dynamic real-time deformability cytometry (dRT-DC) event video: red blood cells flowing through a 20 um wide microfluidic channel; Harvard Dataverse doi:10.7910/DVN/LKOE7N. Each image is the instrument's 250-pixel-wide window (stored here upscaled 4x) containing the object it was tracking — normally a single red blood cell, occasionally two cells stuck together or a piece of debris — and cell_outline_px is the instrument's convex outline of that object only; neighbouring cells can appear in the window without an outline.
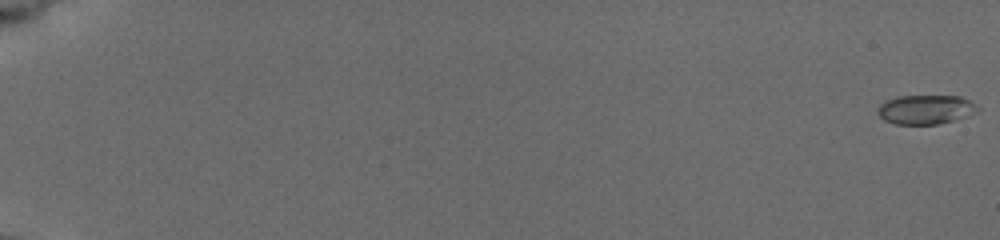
{"species": "common noctule bat (a hibernating species)", "species_latin": "Nyctalus noctula", "temperature_condition": "cold", "stored_images_in_passage": 21, "camera_frame_rate_fps": 3000, "um_per_image_px": 0.085, "animal": {"sex": "female", "body_mass_g": 19.5, "forearm_length_mm": 54.1}, "frame": {"image": 1, "passage_image": 1, "time_ms": 0.0, "image_size_px": [1000, 240], "cell_outline_px": [[980, 112], [968, 116], [936, 124], [896, 124], [884, 120], [876, 112], [880, 104], [884, 100], [896, 96], [960, 96], [976, 104], [980, 108]], "centroid_in_image_um": [78.68, 9.3], "position_along_channel_um": 6.3, "area_um2": 17.17}}
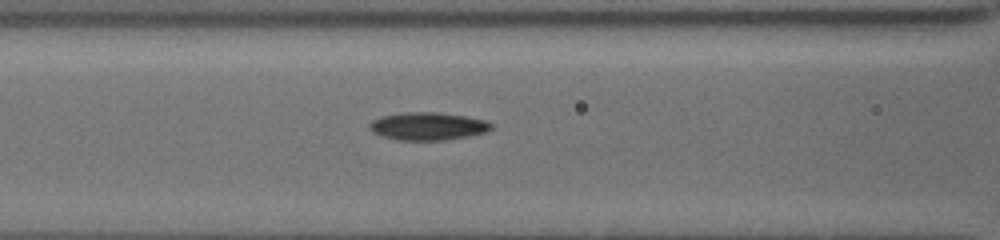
{"frame": {"image": 2, "passage_image": 15, "time_ms": 9.0, "image_size_px": [1000, 240], "cell_outline_px": [[492, 128], [488, 132], [468, 136], [444, 140], [396, 140], [380, 136], [372, 132], [368, 128], [368, 124], [372, 120], [380, 116], [404, 112], [436, 112], [464, 116], [484, 120], [492, 124]], "centroid_in_image_um": [36.31, 10.73], "position_along_channel_um": 130.3, "area_um2": 19.88}}
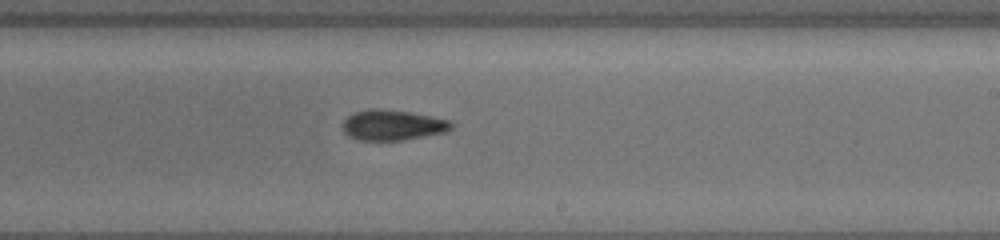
{"frame": {"image": 3, "passage_image": 21, "time_ms": 12.333, "image_size_px": [1000, 240], "cell_outline_px": [[456, 124], [448, 132], [404, 140], [360, 140], [348, 136], [344, 132], [344, 120], [348, 116], [356, 112], [368, 108], [372, 108], [408, 112], [452, 120]], "centroid_in_image_um": [33.44, 10.64], "position_along_channel_um": 255.6, "area_um2": 19.31}}